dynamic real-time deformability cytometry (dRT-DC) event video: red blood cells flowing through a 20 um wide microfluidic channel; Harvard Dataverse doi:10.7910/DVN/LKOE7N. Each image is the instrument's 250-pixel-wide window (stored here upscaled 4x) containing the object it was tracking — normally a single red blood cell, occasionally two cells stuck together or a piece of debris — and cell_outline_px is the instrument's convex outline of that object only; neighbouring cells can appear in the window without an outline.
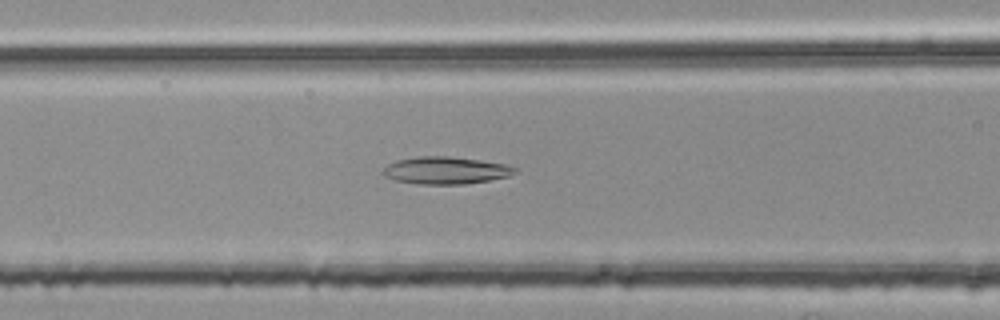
{"species": "common noctule bat (a hibernating species)", "species_latin": "Nyctalus noctula", "temperature_condition": "room temperature", "stored_images_in_passage": 40, "camera_frame_rate_fps": 3000, "um_per_image_px": 0.085, "animal": {"sex": "female", "body_mass_g": 25.1}, "frame": {"image": 1, "passage_image": 7, "time_ms": 2.0, "image_size_px": [1000, 320], "cell_outline_px": [[516, 172], [508, 176], [488, 180], [464, 184], [420, 184], [396, 180], [384, 176], [380, 172], [388, 164], [396, 160], [416, 156], [448, 156], [480, 160], [504, 164], [516, 168]], "centroid_in_image_um": [37.83, 14.47], "position_along_channel_um": 128.8, "area_um2": 20.87}}
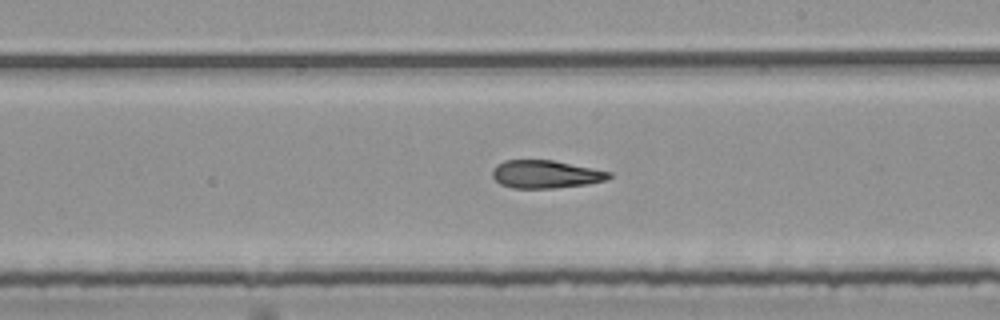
{"frame": {"image": 2, "passage_image": 16, "time_ms": 5.0, "image_size_px": [1000, 320], "cell_outline_px": [[612, 176], [608, 180], [588, 184], [552, 188], [512, 188], [500, 184], [492, 176], [492, 168], [496, 164], [504, 160], [552, 160], [612, 172]], "centroid_in_image_um": [46.37, 14.81], "position_along_channel_um": 242.6, "area_um2": 19.07}}
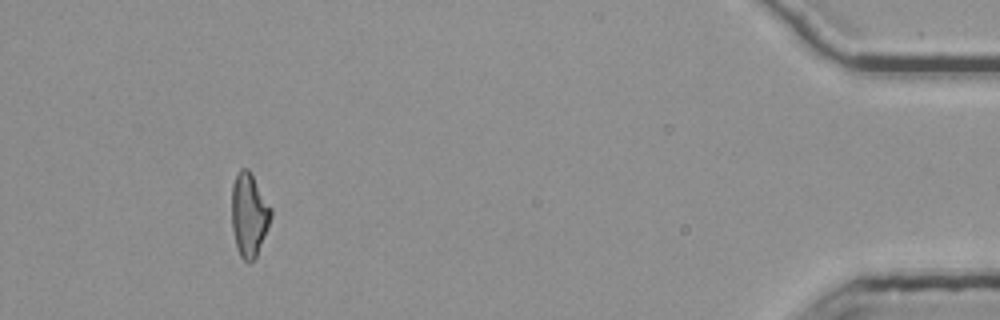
{"frame": {"image": 3, "passage_image": 35, "time_ms": 11.333, "image_size_px": [1000, 320], "cell_outline_px": [[272, 216], [256, 256], [248, 264], [240, 256], [236, 248], [232, 228], [232, 184], [236, 172], [240, 168], [248, 168], [272, 208]], "centroid_in_image_um": [21.15, 18.23], "position_along_channel_um": 414.0, "area_um2": 19.13}}